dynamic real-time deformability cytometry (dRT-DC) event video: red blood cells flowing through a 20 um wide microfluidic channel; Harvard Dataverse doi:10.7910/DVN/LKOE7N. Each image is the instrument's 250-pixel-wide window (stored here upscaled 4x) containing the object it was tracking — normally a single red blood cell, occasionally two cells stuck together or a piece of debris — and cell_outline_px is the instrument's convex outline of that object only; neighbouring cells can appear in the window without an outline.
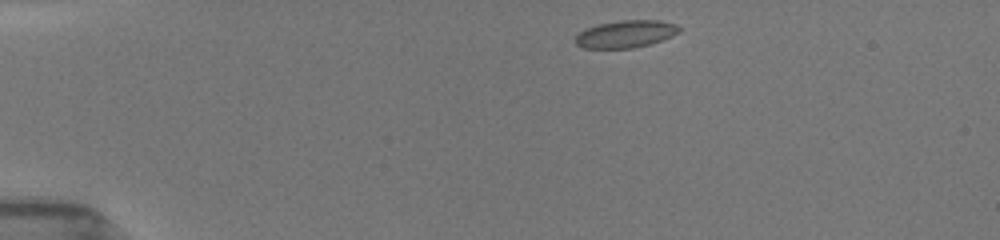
{"species": "common noctule bat (a hibernating species)", "species_latin": "Nyctalus noctula", "temperature_condition": "room temperature", "stored_images_in_passage": 43, "camera_frame_rate_fps": 3000, "um_per_image_px": 0.085, "animal": {"sex": "female", "body_mass_g": 19.5, "forearm_length_mm": 54.1}, "frame": {"image": 1, "passage_image": 1, "time_ms": 0.0, "image_size_px": [1000, 240], "cell_outline_px": [[680, 32], [672, 36], [648, 44], [632, 48], [584, 48], [576, 44], [576, 36], [584, 28], [600, 24], [620, 20], [660, 20], [676, 24], [680, 28]], "centroid_in_image_um": [53.19, 2.88], "position_along_channel_um": 31.8, "area_um2": 16.42}}
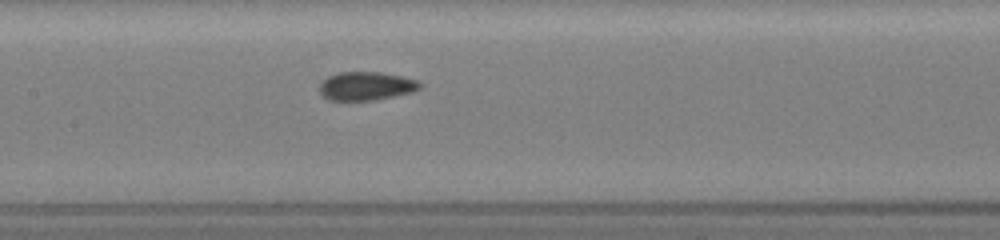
{"frame": {"image": 2, "passage_image": 17, "time_ms": 5.333, "image_size_px": [1000, 240], "cell_outline_px": [[424, 84], [420, 88], [412, 92], [376, 100], [328, 100], [320, 92], [320, 84], [328, 76], [340, 72], [384, 72], [420, 80]], "centroid_in_image_um": [31.18, 7.3], "position_along_channel_um": 176.2, "area_um2": 16.82}}
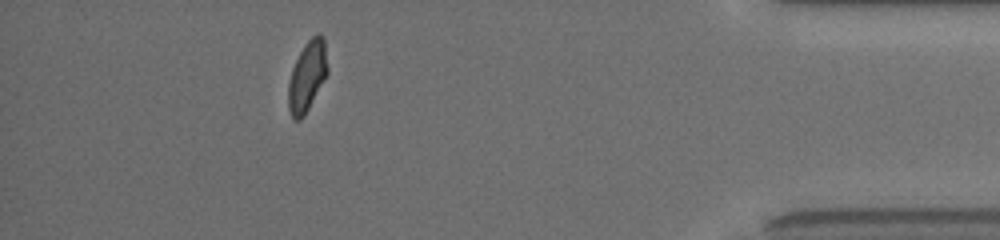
{"frame": {"image": 3, "passage_image": 38, "time_ms": 12.333, "image_size_px": [1000, 240], "cell_outline_px": [[328, 72], [304, 116], [300, 120], [292, 120], [288, 108], [288, 84], [292, 68], [304, 44], [316, 32], [320, 32], [324, 36], [328, 68]], "centroid_in_image_um": [26.11, 6.45], "position_along_channel_um": 409.1, "area_um2": 16.18}, "authors_computed_cell_mechanics": {"area_um2": 16.4152, "velocity_mm_per_s": 3.9616, "shape_relaxation_time_tau1_ms": 4.1993, "shape_relaxation_time_tau2_ms": 0.9438, "deformation_change_tau1": 0.1119, "deformation_change_tau2": 0.0493}}